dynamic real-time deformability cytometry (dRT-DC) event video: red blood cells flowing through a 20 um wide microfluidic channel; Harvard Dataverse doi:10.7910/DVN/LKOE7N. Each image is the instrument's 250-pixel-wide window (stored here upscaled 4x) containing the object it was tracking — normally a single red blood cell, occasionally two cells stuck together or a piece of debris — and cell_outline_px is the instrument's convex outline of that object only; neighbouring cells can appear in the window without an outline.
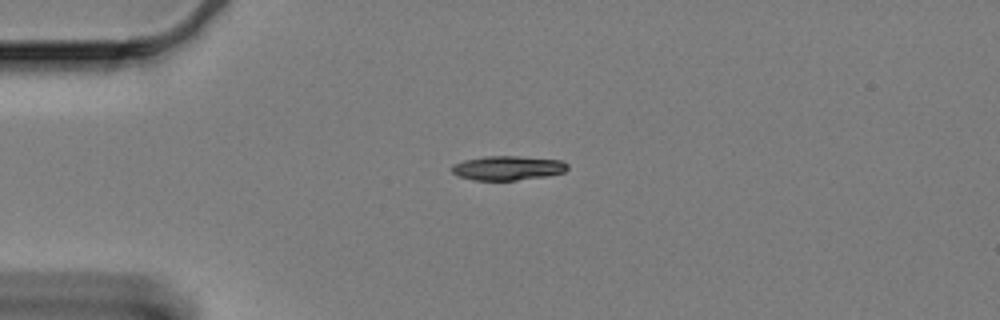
{"species": "Egyptian fruit bat (a non-hibernating species)", "species_latin": "Rousettus aegyptiacus", "temperature_condition": "cold", "stored_images_in_passage": 41, "camera_frame_rate_fps": 3000, "um_per_image_px": 0.085, "animal": {"sex": "female"}, "frame": {"image": 1, "passage_image": 1, "time_ms": 0.0, "image_size_px": [1000, 320], "cell_outline_px": [[568, 168], [564, 172], [548, 176], [516, 180], [472, 180], [460, 176], [452, 172], [452, 164], [464, 160], [484, 156], [516, 156], [560, 160], [568, 164]], "centroid_in_image_um": [43.16, 14.28], "position_along_channel_um": 41.8, "area_um2": 16.36}}
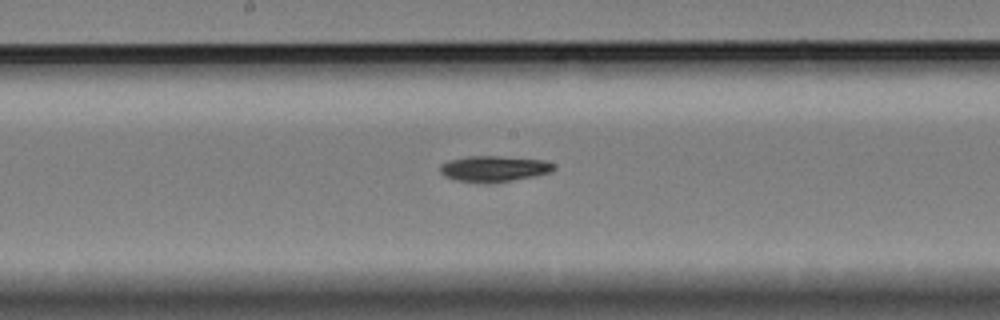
{"frame": {"image": 2, "passage_image": 18, "time_ms": 5.667, "image_size_px": [1000, 320], "cell_outline_px": [[552, 168], [548, 172], [532, 176], [508, 180], [456, 180], [444, 176], [440, 172], [440, 164], [448, 160], [464, 156], [500, 156], [544, 160], [552, 164]], "centroid_in_image_um": [41.9, 14.28], "position_along_channel_um": 206.3, "area_um2": 16.18}}
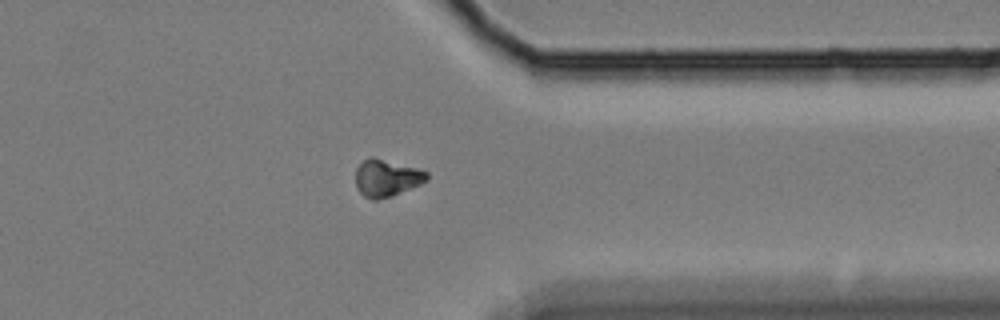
{"frame": {"image": 3, "passage_image": 34, "time_ms": 11.0, "image_size_px": [1000, 320], "cell_outline_px": [[428, 180], [420, 184], [392, 196], [376, 200], [372, 200], [364, 196], [356, 188], [356, 168], [368, 156], [372, 156], [416, 168], [428, 172]], "centroid_in_image_um": [32.84, 15.13], "position_along_channel_um": 378.6, "area_um2": 15.37}}